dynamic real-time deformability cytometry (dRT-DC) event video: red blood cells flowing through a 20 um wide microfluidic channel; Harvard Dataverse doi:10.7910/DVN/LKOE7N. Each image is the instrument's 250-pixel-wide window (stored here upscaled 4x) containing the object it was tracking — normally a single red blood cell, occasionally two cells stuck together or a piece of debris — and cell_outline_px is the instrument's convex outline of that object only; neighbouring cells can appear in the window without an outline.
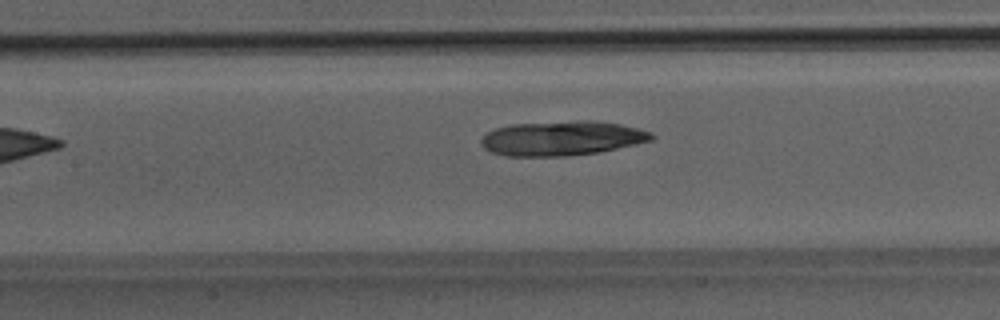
{"species": "Egyptian fruit bat (a non-hibernating species)", "species_latin": "Rousettus aegyptiacus", "temperature_condition": "room temperature", "stored_images_in_passage": 7, "camera_frame_rate_fps": 3000, "um_per_image_px": 0.085, "animal": {"sex": "male"}, "frame": {"image": 1, "passage_image": 7, "time_ms": 7.0, "image_size_px": [1000, 320], "cell_outline_px": [[656, 136], [652, 140], [636, 144], [600, 152], [564, 156], [504, 156], [492, 152], [484, 148], [480, 144], [480, 140], [488, 132], [496, 128], [512, 124], [584, 120], [592, 120], [620, 124], [652, 132]], "centroid_in_image_um": [47.77, 11.75], "position_along_channel_um": 159.6, "area_um2": 34.33}}